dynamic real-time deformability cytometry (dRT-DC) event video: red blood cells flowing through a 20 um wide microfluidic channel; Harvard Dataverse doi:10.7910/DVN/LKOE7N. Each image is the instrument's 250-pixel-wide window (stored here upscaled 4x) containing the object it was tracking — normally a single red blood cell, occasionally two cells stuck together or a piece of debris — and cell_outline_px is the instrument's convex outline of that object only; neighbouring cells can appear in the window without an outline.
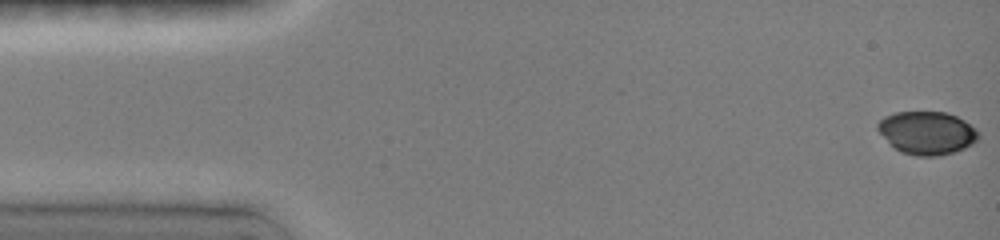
{"species": "common noctule bat (a hibernating species)", "species_latin": "Nyctalus noctula", "temperature_condition": "room temperature", "stored_images_in_passage": 14, "camera_frame_rate_fps": 3000, "um_per_image_px": 0.085, "animal": {"sex": "female", "body_mass_g": 19.0, "forearm_length_mm": 51.5}, "frame": {"image": 1, "passage_image": 1, "time_ms": 0.0, "image_size_px": [1000, 240], "cell_outline_px": [[980, 136], [972, 144], [964, 148], [940, 156], [916, 156], [900, 152], [876, 128], [876, 124], [884, 116], [896, 112], [944, 112], [956, 116], [964, 120]], "centroid_in_image_um": [78.77, 11.29], "position_along_channel_um": 6.2, "area_um2": 24.85}}
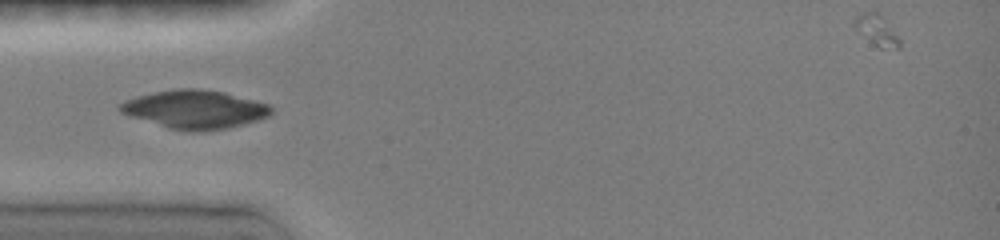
{"frame": {"image": 2, "passage_image": 10, "time_ms": 4.667, "image_size_px": [1000, 240], "cell_outline_px": [[272, 112], [268, 116], [244, 124], [228, 128], [204, 132], [188, 132], [168, 128], [128, 116], [120, 112], [116, 108], [124, 100], [136, 96], [156, 92], [180, 88], [192, 88], [224, 92], [268, 104], [272, 108]], "centroid_in_image_um": [16.52, 9.31], "position_along_channel_um": 68.5, "area_um2": 33.93}}
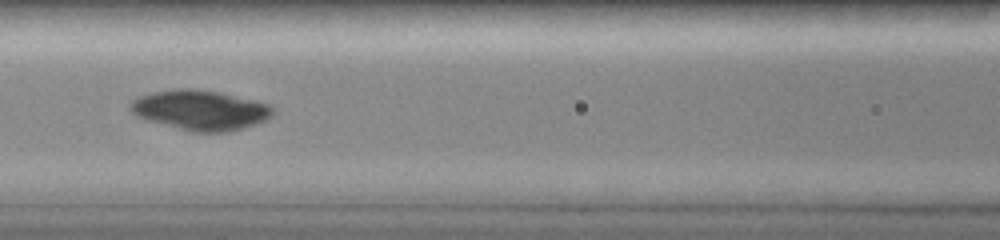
{"frame": {"image": 3, "passage_image": 12, "time_ms": 6.667, "image_size_px": [1000, 240], "cell_outline_px": [[272, 116], [256, 124], [244, 128], [228, 132], [188, 132], [148, 120], [136, 116], [128, 108], [128, 104], [132, 100], [140, 96], [152, 92], [180, 88], [188, 88], [216, 92], [252, 100], [268, 104], [272, 108]], "centroid_in_image_um": [16.97, 9.38], "position_along_channel_um": 149.6, "area_um2": 33.0}}